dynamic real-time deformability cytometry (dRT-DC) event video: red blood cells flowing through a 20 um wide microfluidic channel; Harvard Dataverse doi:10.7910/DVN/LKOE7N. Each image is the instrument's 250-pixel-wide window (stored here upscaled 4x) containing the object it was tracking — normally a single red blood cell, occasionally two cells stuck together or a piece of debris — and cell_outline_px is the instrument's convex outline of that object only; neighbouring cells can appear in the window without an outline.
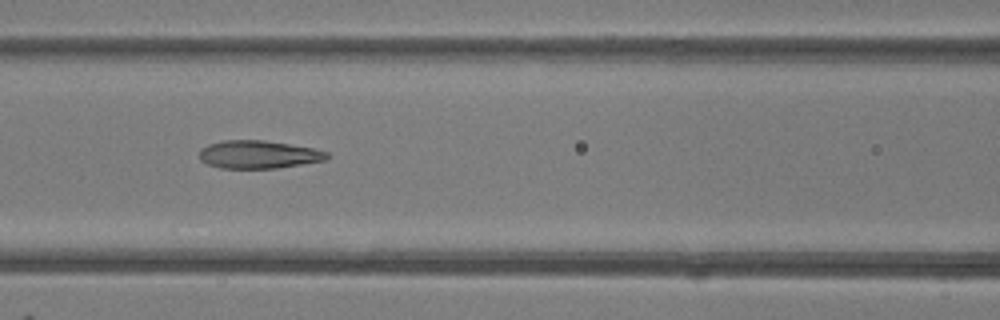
{"species": "common noctule bat (a hibernating species)", "species_latin": "Nyctalus noctula", "temperature_condition": "room temperature", "stored_images_in_passage": 7, "camera_frame_rate_fps": 3000, "um_per_image_px": 0.085, "animal": {"sex": "female"}, "frame": {"image": 1, "passage_image": 6, "time_ms": 5.667, "image_size_px": [1000, 320], "cell_outline_px": [[328, 156], [324, 160], [276, 168], [220, 168], [208, 164], [200, 160], [200, 148], [208, 144], [224, 140], [264, 140], [312, 148], [328, 152]], "centroid_in_image_um": [21.92, 13.13], "position_along_channel_um": 144.7, "area_um2": 20.58}}
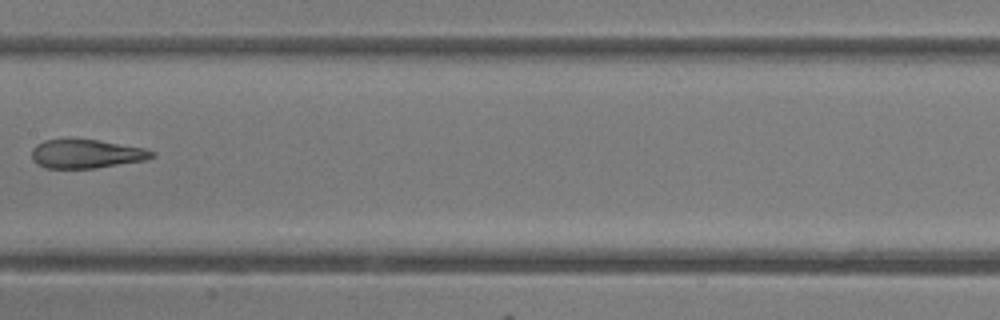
{"frame": {"image": 2, "passage_image": 7, "time_ms": 7.0, "image_size_px": [1000, 320], "cell_outline_px": [[156, 156], [148, 160], [96, 168], [44, 168], [36, 164], [32, 160], [32, 148], [36, 144], [44, 140], [96, 140], [144, 148], [156, 152]], "centroid_in_image_um": [7.35, 13.1], "position_along_channel_um": 200.0, "area_um2": 20.17}}